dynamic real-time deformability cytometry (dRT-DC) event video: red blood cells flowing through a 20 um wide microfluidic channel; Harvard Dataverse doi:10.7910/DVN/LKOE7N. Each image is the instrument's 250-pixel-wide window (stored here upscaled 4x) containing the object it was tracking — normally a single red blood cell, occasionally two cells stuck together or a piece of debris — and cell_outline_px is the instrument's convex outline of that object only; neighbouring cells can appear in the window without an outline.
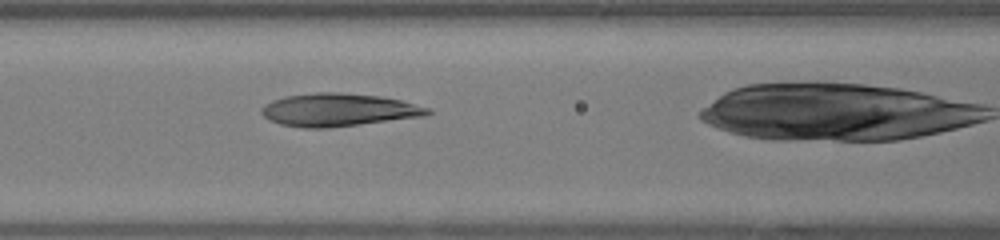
{"species": "human", "species_latin": "Homo sapiens", "temperature_condition": "warm", "stored_images_in_passage": 34, "camera_frame_rate_fps": 3000, "um_per_image_px": 0.085, "donor": {"sex": "female"}, "frame": {"image": 1, "passage_image": 15, "time_ms": 4.667, "image_size_px": [1000, 240], "cell_outline_px": [[432, 112], [424, 116], [356, 124], [320, 128], [304, 128], [280, 124], [264, 116], [260, 112], [260, 108], [264, 104], [272, 100], [284, 96], [316, 92], [332, 92], [380, 96], [400, 100], [432, 108]], "centroid_in_image_um": [28.74, 9.32], "position_along_channel_um": 137.9, "area_um2": 31.5}}
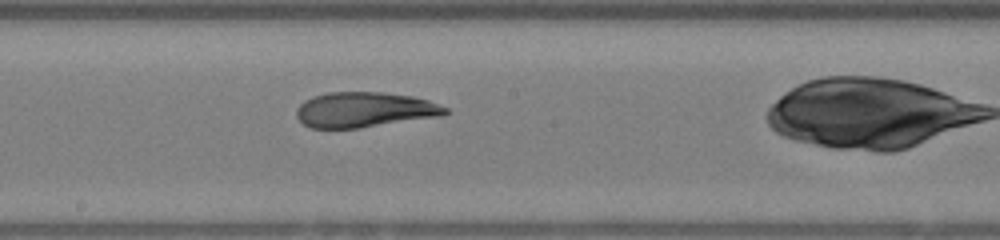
{"frame": {"image": 2, "passage_image": 21, "time_ms": 6.667, "image_size_px": [1000, 240], "cell_outline_px": [[448, 112], [440, 116], [360, 128], [308, 128], [296, 116], [296, 108], [304, 100], [312, 96], [328, 92], [380, 92], [412, 96], [428, 100], [448, 108]], "centroid_in_image_um": [30.94, 9.32], "position_along_channel_um": 217.3, "area_um2": 30.58}}
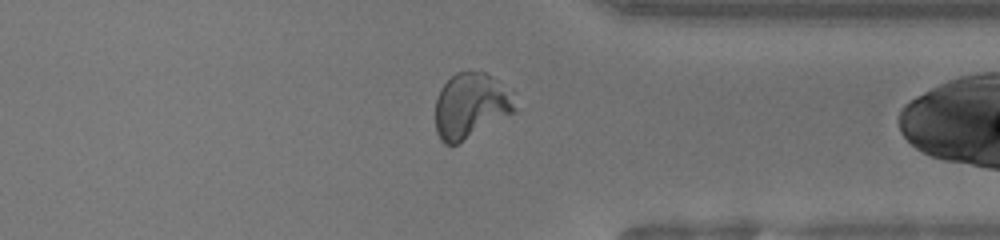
{"frame": {"image": 3, "passage_image": 33, "time_ms": 10.667, "image_size_px": [1000, 240], "cell_outline_px": [[520, 108], [516, 112], [456, 144], [444, 144], [440, 140], [436, 132], [436, 100], [440, 88], [456, 72], [468, 68], [484, 72]], "centroid_in_image_um": [39.94, 9.0], "position_along_channel_um": 371.5, "area_um2": 29.65}}